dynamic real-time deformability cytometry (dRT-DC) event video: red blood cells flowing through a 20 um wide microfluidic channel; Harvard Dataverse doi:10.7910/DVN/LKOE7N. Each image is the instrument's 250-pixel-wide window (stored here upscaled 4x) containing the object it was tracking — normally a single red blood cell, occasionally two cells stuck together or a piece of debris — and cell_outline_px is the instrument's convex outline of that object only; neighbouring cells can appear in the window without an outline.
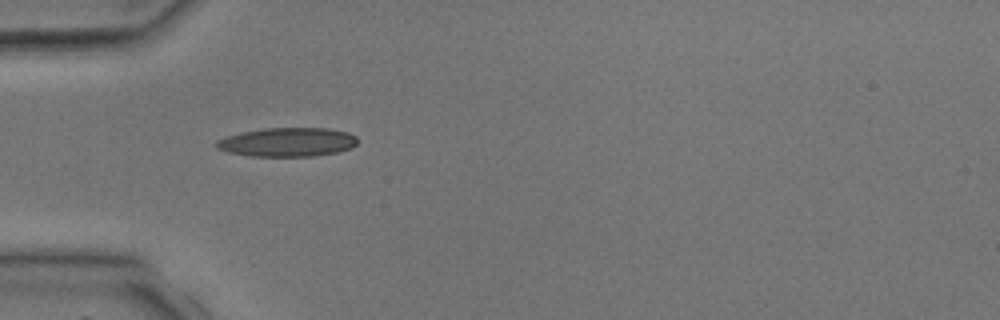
{"species": "common noctule bat (a hibernating species)", "species_latin": "Nyctalus noctula", "temperature_condition": "room temperature", "stored_images_in_passage": 4, "camera_frame_rate_fps": 3000, "um_per_image_px": 0.085, "animal": {"sex": "male", "body_mass_g": 17.9, "forearm_length_mm": 54.2}, "frame": {"image": 1, "passage_image": 4, "time_ms": 4.0, "image_size_px": [1000, 320], "cell_outline_px": [[356, 144], [352, 148], [336, 152], [312, 156], [248, 156], [228, 152], [216, 148], [212, 144], [216, 140], [228, 136], [244, 132], [264, 128], [328, 128], [348, 132], [356, 136]], "centroid_in_image_um": [24.41, 12.08], "position_along_channel_um": 60.6, "area_um2": 23.81}}